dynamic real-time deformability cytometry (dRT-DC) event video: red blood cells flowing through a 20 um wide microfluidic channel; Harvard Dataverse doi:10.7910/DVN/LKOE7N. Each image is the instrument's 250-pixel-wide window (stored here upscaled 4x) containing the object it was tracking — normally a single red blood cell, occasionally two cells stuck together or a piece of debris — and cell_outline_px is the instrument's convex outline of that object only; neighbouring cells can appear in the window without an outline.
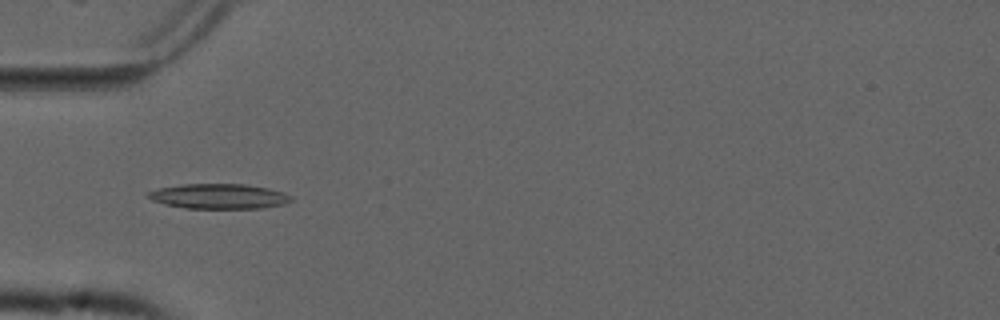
{"species": "common noctule bat (a hibernating species)", "species_latin": "Nyctalus noctula", "temperature_condition": "cold", "stored_images_in_passage": 9, "camera_frame_rate_fps": 3000, "um_per_image_px": 0.085, "animal": {"sex": "male", "forearm_length_mm": 52.5}, "frame": {"image": 1, "passage_image": 4, "time_ms": 1.0, "image_size_px": [1000, 320], "cell_outline_px": [[296, 200], [284, 204], [264, 208], [188, 208], [164, 204], [152, 200], [148, 196], [148, 192], [160, 188], [184, 184], [248, 184], [268, 188], [284, 192], [292, 196]], "centroid_in_image_um": [18.7, 16.68], "position_along_channel_um": 66.3, "area_um2": 20.87}}
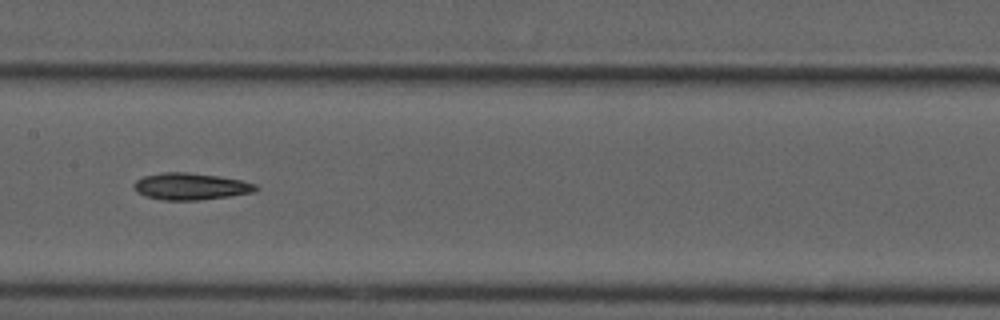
{"frame": {"image": 2, "passage_image": 7, "time_ms": 2.0, "image_size_px": [1000, 320], "cell_outline_px": [[260, 188], [256, 192], [200, 200], [164, 200], [148, 196], [136, 192], [132, 188], [132, 184], [136, 180], [144, 176], [164, 172], [188, 172], [216, 176], [240, 180], [256, 184]], "centroid_in_image_um": [16.2, 15.84], "position_along_channel_um": 191.2, "area_um2": 19.02}}
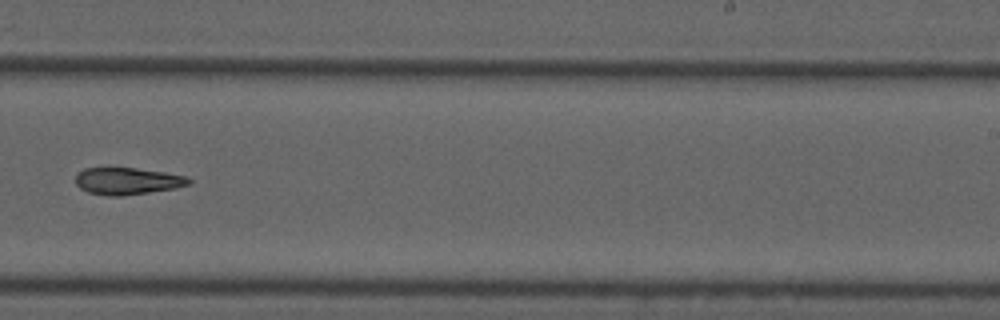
{"frame": {"image": 3, "passage_image": 9, "time_ms": 2.667, "image_size_px": [1000, 320], "cell_outline_px": [[192, 184], [176, 188], [120, 196], [108, 196], [88, 192], [80, 188], [76, 184], [76, 172], [84, 168], [108, 164], [164, 172], [184, 176], [192, 180]], "centroid_in_image_um": [10.76, 15.34], "position_along_channel_um": 278.2, "area_um2": 18.55}}